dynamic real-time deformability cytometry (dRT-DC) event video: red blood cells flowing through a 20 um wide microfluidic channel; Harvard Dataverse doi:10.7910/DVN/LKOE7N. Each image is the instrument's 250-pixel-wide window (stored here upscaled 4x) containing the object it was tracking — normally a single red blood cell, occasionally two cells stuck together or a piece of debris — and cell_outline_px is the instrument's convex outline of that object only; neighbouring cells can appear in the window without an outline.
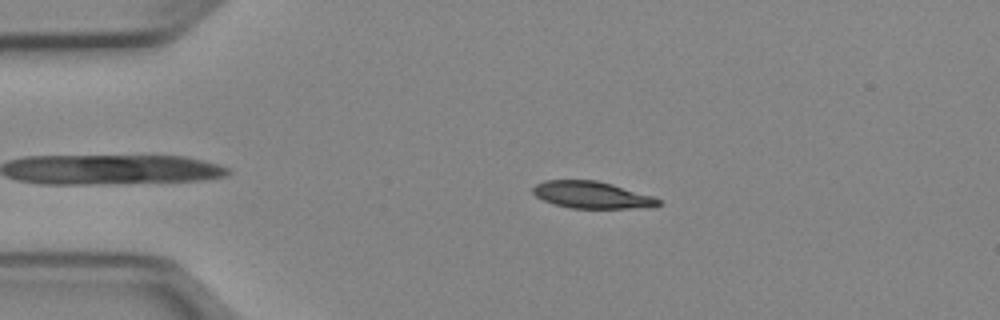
{"species": "Egyptian fruit bat (a non-hibernating species)", "species_latin": "Rousettus aegyptiacus", "temperature_condition": "cold", "stored_images_in_passage": 38, "camera_frame_rate_fps": 3000, "um_per_image_px": 0.085, "animal": {"sex": "female"}, "frame": {"image": 1, "passage_image": 3, "time_ms": 0.667, "image_size_px": [1000, 320], "cell_outline_px": [[660, 204], [628, 208], [572, 208], [556, 204], [544, 200], [536, 196], [532, 192], [532, 188], [536, 184], [544, 180], [596, 180], [612, 184], [656, 196], [660, 200]], "centroid_in_image_um": [50.28, 16.55], "position_along_channel_um": 34.7, "area_um2": 19.48}}
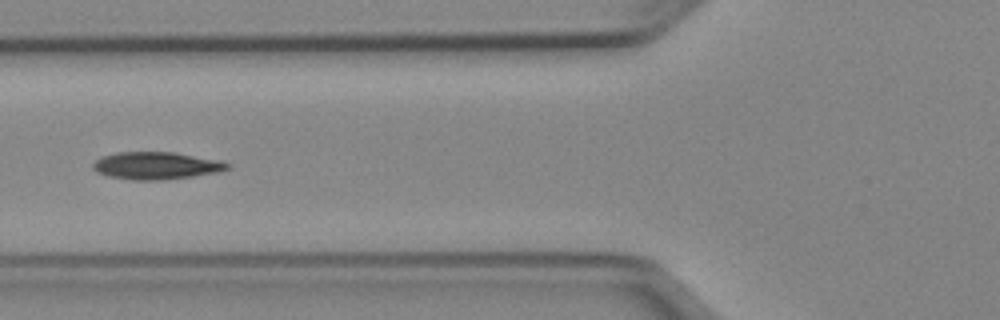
{"frame": {"image": 2, "passage_image": 12, "time_ms": 3.667, "image_size_px": [1000, 320], "cell_outline_px": [[232, 168], [220, 172], [192, 176], [160, 180], [132, 180], [108, 176], [96, 172], [92, 168], [92, 164], [96, 160], [104, 156], [116, 152], [172, 152], [224, 160], [232, 164]], "centroid_in_image_um": [13.35, 14.08], "position_along_channel_um": 112.5, "area_um2": 21.73}}
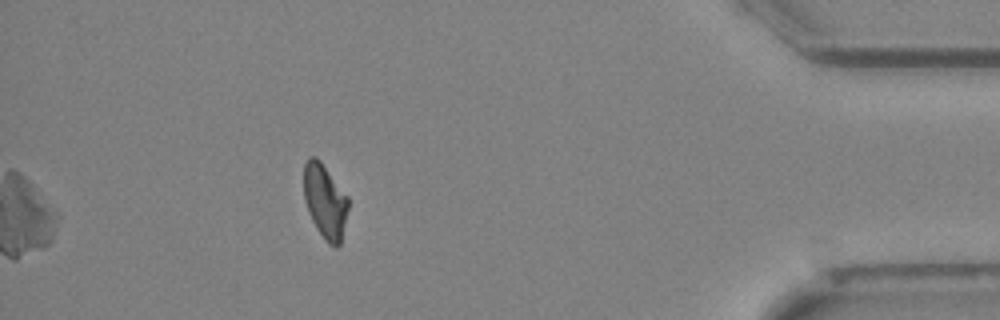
{"frame": {"image": 3, "passage_image": 38, "time_ms": 12.333, "image_size_px": [1000, 320], "cell_outline_px": [[348, 208], [340, 244], [336, 248], [328, 244], [324, 240], [316, 228], [308, 212], [304, 200], [304, 164], [308, 156], [316, 156], [320, 160], [348, 196]], "centroid_in_image_um": [27.61, 17.1], "position_along_channel_um": 407.6, "area_um2": 19.36}, "authors_computed_cell_mechanics": {"area_um2": 20.9525, "velocity_mm_per_s": 3.9698, "shape_relaxation_time_tau1_ms": 3.0993, "shape_relaxation_time_tau2_ms": 6.8178, "deformation_change_tau1": 0.1447, "deformation_change_tau2": 0.1054}}